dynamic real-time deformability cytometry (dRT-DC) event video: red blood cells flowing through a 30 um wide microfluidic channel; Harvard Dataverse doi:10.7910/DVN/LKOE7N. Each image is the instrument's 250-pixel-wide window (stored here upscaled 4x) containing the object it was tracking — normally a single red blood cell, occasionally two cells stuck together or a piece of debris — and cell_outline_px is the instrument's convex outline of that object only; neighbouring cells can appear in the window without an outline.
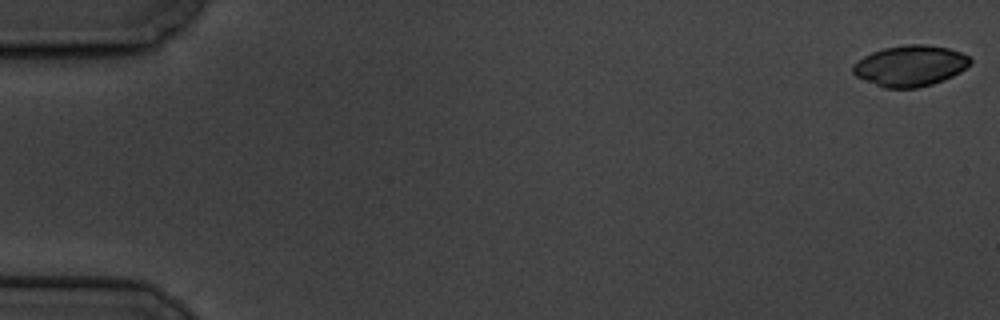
{"species": "common noctule bat (a hibernating species)", "species_latin": "Nyctalus noctula", "temperature_condition": "cold", "stored_images_in_passage": 6, "camera_frame_rate_fps": 3000, "um_per_image_px": 0.085, "animal": {"sex": "male", "body_mass_g": 19.5, "forearm_length_mm": 54.6}, "frame": {"image": 1, "passage_image": 1, "time_ms": 0.0, "image_size_px": [1000, 320], "cell_outline_px": [[972, 60], [960, 72], [944, 80], [932, 84], [916, 88], [884, 88], [856, 76], [852, 72], [852, 68], [864, 56], [872, 52], [884, 48], [908, 44], [924, 44], [948, 48], [960, 52], [968, 56]], "centroid_in_image_um": [77.37, 5.59], "position_along_channel_um": 7.6, "area_um2": 27.63}}
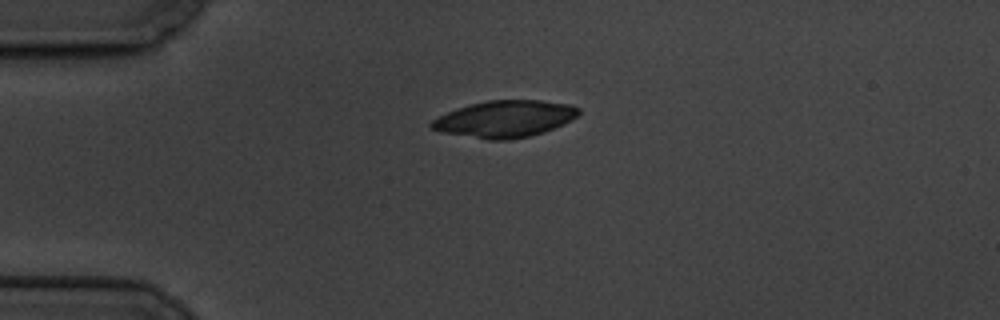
{"frame": {"image": 2, "passage_image": 5, "time_ms": 4.667, "image_size_px": [1000, 320], "cell_outline_px": [[580, 112], [572, 120], [564, 124], [544, 132], [528, 136], [508, 140], [488, 140], [440, 132], [428, 128], [428, 124], [432, 120], [456, 108], [488, 100], [540, 100], [568, 104], [580, 108]], "centroid_in_image_um": [42.89, 10.11], "position_along_channel_um": 42.1, "area_um2": 31.62}}